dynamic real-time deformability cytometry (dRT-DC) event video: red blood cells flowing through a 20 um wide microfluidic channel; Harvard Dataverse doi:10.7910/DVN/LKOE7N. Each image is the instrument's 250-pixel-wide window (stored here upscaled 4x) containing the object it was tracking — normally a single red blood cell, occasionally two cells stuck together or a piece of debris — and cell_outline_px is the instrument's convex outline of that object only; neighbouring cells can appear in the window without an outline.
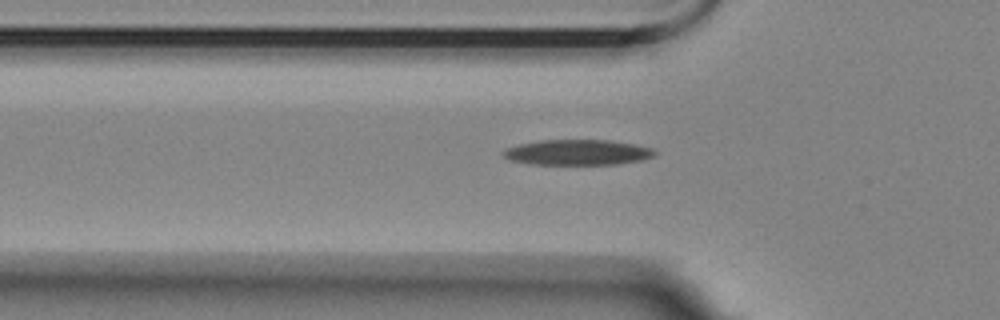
{"species": "Egyptian fruit bat (a non-hibernating species)", "species_latin": "Rousettus aegyptiacus", "temperature_condition": "room temperature", "stored_images_in_passage": 50, "camera_frame_rate_fps": 3000, "um_per_image_px": 0.085, "animal": {"sex": "female"}, "frame": {"image": 1, "passage_image": 17, "time_ms": 5.333, "image_size_px": [1000, 320], "cell_outline_px": [[656, 156], [640, 160], [616, 164], [532, 164], [508, 160], [504, 156], [504, 152], [508, 148], [520, 144], [540, 140], [608, 140], [632, 144], [652, 148], [656, 152]], "centroid_in_image_um": [49.11, 12.95], "position_along_channel_um": 76.7, "area_um2": 22.2}}
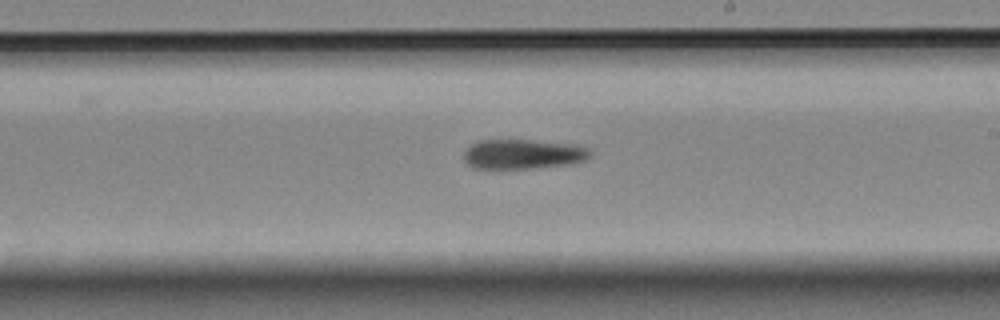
{"frame": {"image": 2, "passage_image": 31, "time_ms": 10.0, "image_size_px": [1000, 320], "cell_outline_px": [[588, 156], [584, 160], [572, 164], [532, 168], [472, 168], [464, 160], [464, 152], [476, 140], [532, 140], [580, 144], [588, 148]], "centroid_in_image_um": [44.45, 13.09], "position_along_channel_um": 244.5, "area_um2": 21.91}}
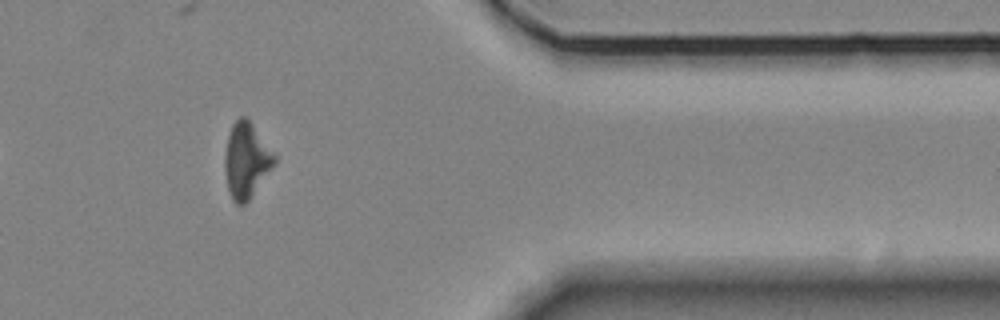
{"frame": {"image": 3, "passage_image": 45, "time_ms": 14.667, "image_size_px": [1000, 320], "cell_outline_px": [[276, 160], [248, 200], [244, 204], [236, 204], [232, 200], [228, 188], [224, 168], [224, 156], [228, 136], [232, 124], [240, 116], [244, 116], [252, 124], [276, 156]], "centroid_in_image_um": [20.9, 13.61], "position_along_channel_um": 390.5, "area_um2": 21.15}, "authors_computed_cell_mechanics": {"area_um2": 22.5131, "velocity_mm_per_s": 3.5831, "shape_relaxation_time_tau1_ms": 5.371, "shape_relaxation_time_tau2_ms": null, "deformation_change_tau1": 0.1637, "deformation_change_tau2": null}}